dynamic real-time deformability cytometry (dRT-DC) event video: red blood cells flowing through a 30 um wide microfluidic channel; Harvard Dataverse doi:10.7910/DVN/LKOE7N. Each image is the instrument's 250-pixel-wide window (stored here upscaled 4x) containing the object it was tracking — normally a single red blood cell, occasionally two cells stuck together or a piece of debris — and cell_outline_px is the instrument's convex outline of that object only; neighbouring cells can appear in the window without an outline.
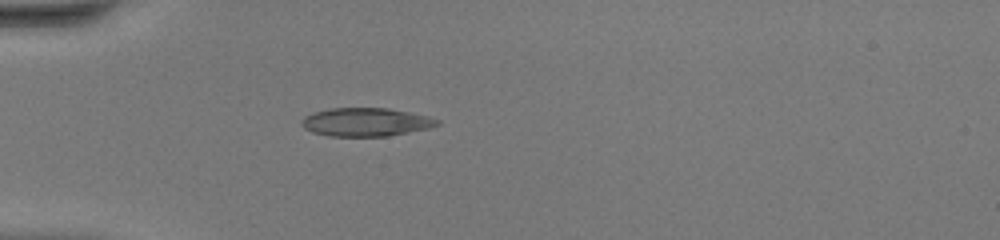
{"species": "common noctule bat (a hibernating species)", "species_latin": "Nyctalus noctula", "temperature_condition": "warm", "stored_images_in_passage": 33, "camera_frame_rate_fps": 3000, "um_per_image_px": 0.085, "animal": {"sex": "female", "body_mass_g": 20.0, "forearm_length_mm": 54.0}, "frame": {"image": 1, "passage_image": 1, "time_ms": 0.0, "image_size_px": [1000, 240], "cell_outline_px": [[440, 124], [428, 128], [388, 136], [328, 136], [312, 132], [304, 128], [300, 124], [300, 120], [304, 116], [312, 112], [332, 108], [388, 108], [428, 116], [440, 120]], "centroid_in_image_um": [31.05, 10.37], "position_along_channel_um": 53.9, "area_um2": 22.48}}
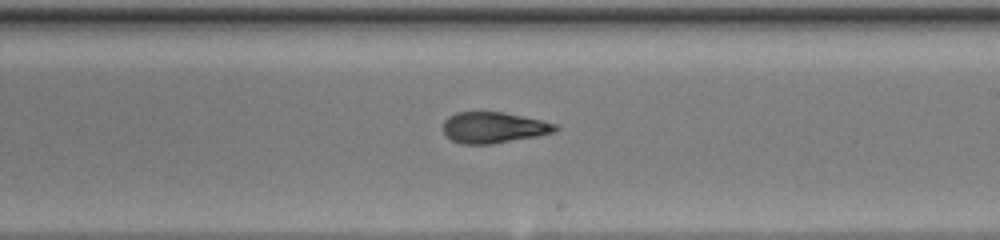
{"frame": {"image": 2, "passage_image": 15, "time_ms": 4.667, "image_size_px": [1000, 240], "cell_outline_px": [[560, 128], [556, 132], [536, 136], [492, 144], [464, 144], [452, 140], [444, 136], [444, 120], [448, 116], [456, 112], [504, 112], [540, 120], [556, 124]], "centroid_in_image_um": [41.95, 10.84], "position_along_channel_um": 247.1, "area_um2": 20.29}}
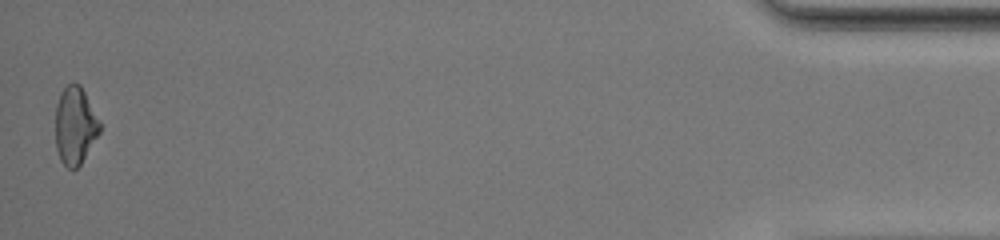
{"frame": {"image": 3, "passage_image": 33, "time_ms": 10.667, "image_size_px": [1000, 240], "cell_outline_px": [[100, 132], [80, 164], [76, 168], [68, 168], [60, 160], [56, 148], [56, 104], [60, 92], [72, 80], [80, 84], [100, 120]], "centroid_in_image_um": [6.38, 10.63], "position_along_channel_um": 428.8, "area_um2": 20.06}, "authors_computed_cell_mechanics": {"area_um2": 20.519, "velocity_mm_per_s": 4.4432, "shape_relaxation_time_tau1_ms": null, "shape_relaxation_time_tau2_ms": 1.5087, "deformation_change_tau1": null, "deformation_change_tau2": 0.0749}}